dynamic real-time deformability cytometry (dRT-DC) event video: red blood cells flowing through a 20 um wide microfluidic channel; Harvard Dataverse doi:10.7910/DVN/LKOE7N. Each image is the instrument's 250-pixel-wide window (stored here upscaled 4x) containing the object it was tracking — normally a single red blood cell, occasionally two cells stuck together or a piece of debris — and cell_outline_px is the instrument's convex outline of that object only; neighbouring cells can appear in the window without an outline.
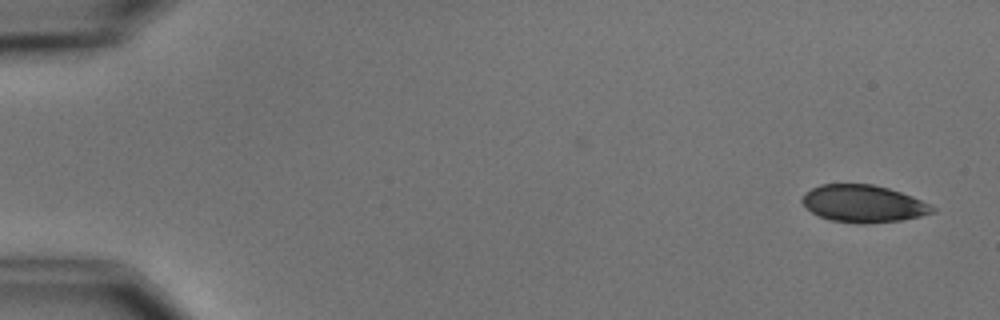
{"species": "common noctule bat (a hibernating species)", "species_latin": "Nyctalus noctula", "temperature_condition": "cold", "stored_images_in_passage": 5, "camera_frame_rate_fps": 3000, "um_per_image_px": 0.085, "animal": {"sex": "male", "body_mass_g": 15.6}, "frame": {"image": 1, "passage_image": 1, "time_ms": 0.0, "image_size_px": [1000, 320], "cell_outline_px": [[936, 212], [920, 216], [900, 220], [864, 224], [832, 220], [820, 216], [812, 212], [800, 200], [804, 192], [820, 184], [872, 184], [888, 188], [912, 196], [936, 208]], "centroid_in_image_um": [73.37, 17.3], "position_along_channel_um": 11.6, "area_um2": 28.09}}
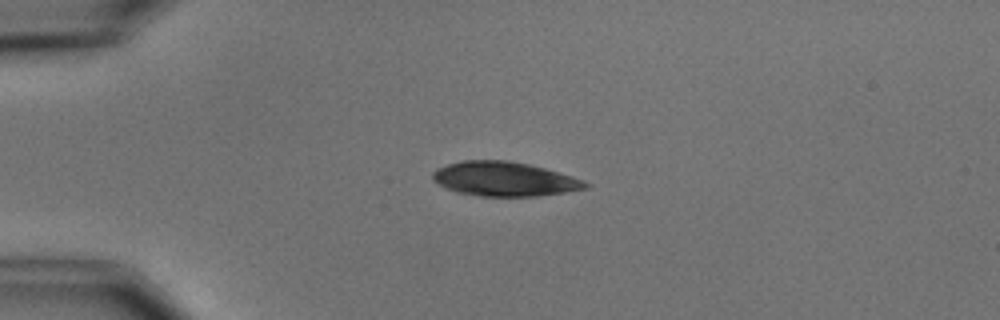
{"frame": {"image": 2, "passage_image": 4, "time_ms": 3.667, "image_size_px": [1000, 320], "cell_outline_px": [[592, 184], [588, 188], [564, 192], [536, 196], [480, 196], [456, 192], [432, 180], [432, 172], [436, 168], [460, 160], [508, 160], [528, 164], [544, 168], [584, 180]], "centroid_in_image_um": [42.86, 15.21], "position_along_channel_um": 42.1, "area_um2": 30.52}}